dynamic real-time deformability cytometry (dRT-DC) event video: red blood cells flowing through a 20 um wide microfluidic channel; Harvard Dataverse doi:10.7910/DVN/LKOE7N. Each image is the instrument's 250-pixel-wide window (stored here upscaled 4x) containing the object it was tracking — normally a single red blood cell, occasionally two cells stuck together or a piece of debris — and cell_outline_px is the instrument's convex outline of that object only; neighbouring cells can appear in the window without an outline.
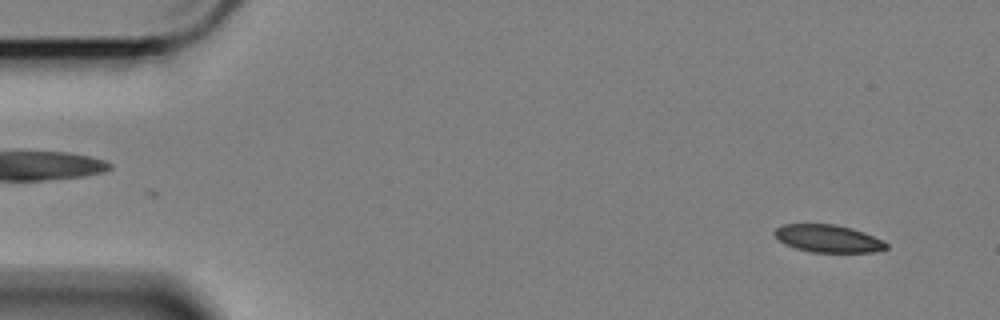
{"species": "Egyptian fruit bat (a non-hibernating species)", "species_latin": "Rousettus aegyptiacus", "temperature_condition": "cold", "stored_images_in_passage": 11, "camera_frame_rate_fps": 3000, "um_per_image_px": 0.085, "animal": {"sex": "female"}, "frame": {"image": 1, "passage_image": 4, "time_ms": 1.0, "image_size_px": [1000, 320], "cell_outline_px": [[888, 248], [872, 252], [812, 252], [796, 248], [784, 244], [772, 232], [776, 228], [784, 224], [836, 224], [852, 228], [864, 232], [884, 240], [888, 244]], "centroid_in_image_um": [70.4, 20.27], "position_along_channel_um": 14.6, "area_um2": 17.98}}